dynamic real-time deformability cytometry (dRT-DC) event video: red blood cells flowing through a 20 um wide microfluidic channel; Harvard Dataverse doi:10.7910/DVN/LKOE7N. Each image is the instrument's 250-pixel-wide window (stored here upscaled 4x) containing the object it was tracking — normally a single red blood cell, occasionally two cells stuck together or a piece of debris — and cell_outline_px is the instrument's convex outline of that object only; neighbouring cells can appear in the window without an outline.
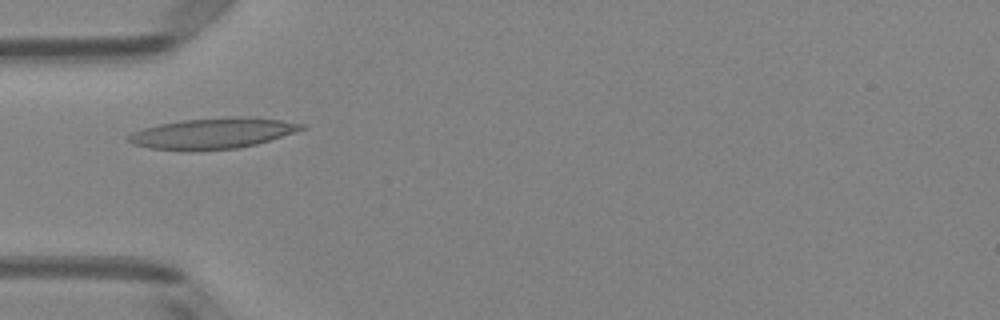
{"species": "Egyptian fruit bat (a non-hibernating species)", "species_latin": "Rousettus aegyptiacus", "temperature_condition": "room temperature", "stored_images_in_passage": 28, "camera_frame_rate_fps": 3000, "um_per_image_px": 0.085, "animal": {"sex": "female"}, "frame": {"image": 1, "passage_image": 4, "time_ms": 1.0, "image_size_px": [1000, 320], "cell_outline_px": [[308, 128], [256, 144], [236, 148], [148, 148], [132, 144], [128, 140], [128, 136], [144, 128], [160, 124], [184, 120], [240, 116], [252, 116], [280, 120], [304, 124]], "centroid_in_image_um": [18.18, 11.29], "position_along_channel_um": 66.8, "area_um2": 29.82}}
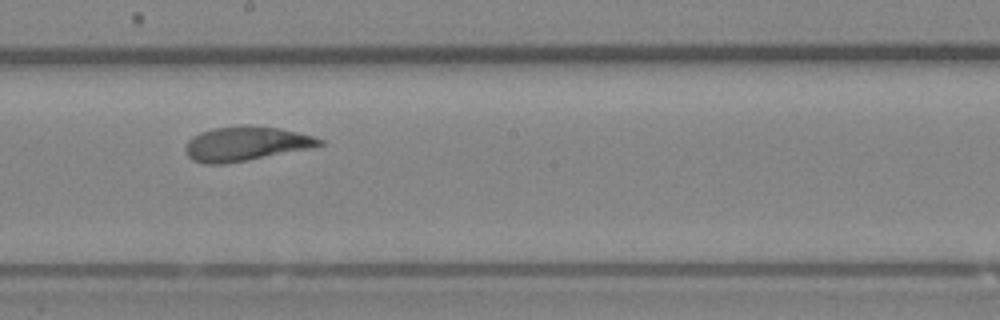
{"frame": {"image": 2, "passage_image": 16, "time_ms": 5.0, "image_size_px": [1000, 320], "cell_outline_px": [[324, 144], [312, 148], [248, 160], [224, 164], [204, 164], [192, 160], [184, 152], [184, 148], [188, 140], [192, 136], [200, 132], [212, 128], [240, 124], [248, 124], [280, 128], [312, 136], [324, 140]], "centroid_in_image_um": [20.86, 12.2], "position_along_channel_um": 227.3, "area_um2": 27.28}}
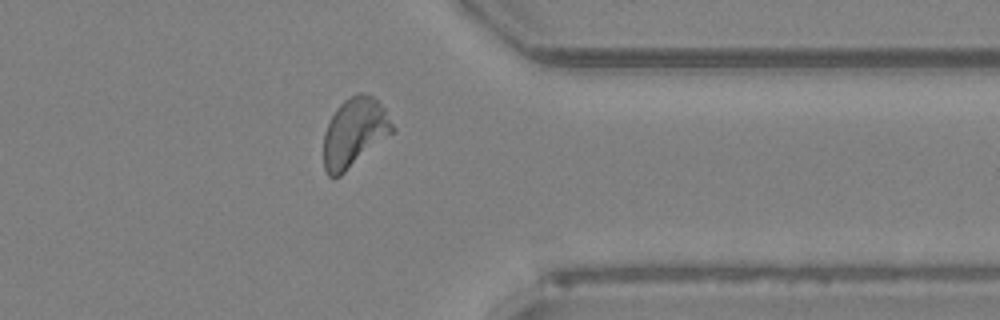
{"frame": {"image": 3, "passage_image": 28, "time_ms": 9.0, "image_size_px": [1000, 320], "cell_outline_px": [[396, 128], [392, 132], [340, 176], [328, 176], [324, 168], [324, 132], [336, 108], [344, 100], [356, 92], [364, 92], [372, 96], [384, 108]], "centroid_in_image_um": [30.11, 11.23], "position_along_channel_um": 381.3, "area_um2": 27.28}, "authors_computed_cell_mechanics": {"area_um2": 27.2238, "velocity_mm_per_s": 4.0247, "shape_relaxation_time_tau1_ms": 4.9092, "shape_relaxation_time_tau2_ms": 0.8584, "deformation_change_tau1": 0.1844, "deformation_change_tau2": 0.082}}